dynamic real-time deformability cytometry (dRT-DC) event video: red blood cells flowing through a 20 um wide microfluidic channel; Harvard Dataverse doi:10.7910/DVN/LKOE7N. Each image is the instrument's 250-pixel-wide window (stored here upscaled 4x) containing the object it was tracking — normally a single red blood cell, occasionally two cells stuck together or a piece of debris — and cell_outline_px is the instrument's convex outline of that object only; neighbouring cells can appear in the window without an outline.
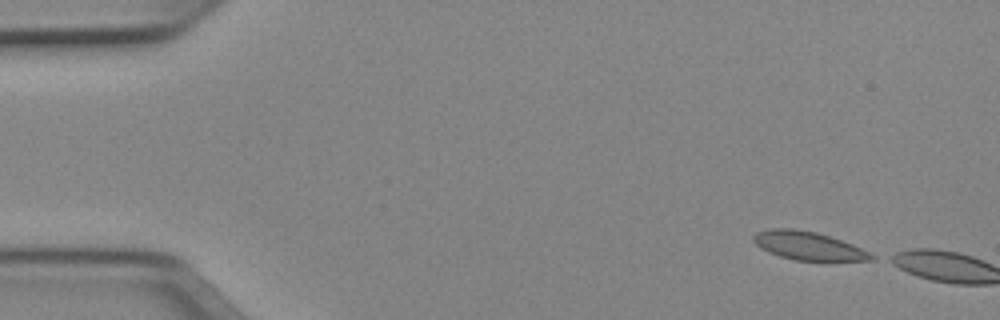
{"species": "Egyptian fruit bat (a non-hibernating species)", "species_latin": "Rousettus aegyptiacus", "temperature_condition": "cold", "stored_images_in_passage": 3, "camera_frame_rate_fps": 3000, "um_per_image_px": 0.085, "animal": {"sex": "female"}, "frame": {"image": 1, "passage_image": 1, "time_ms": 0.0, "image_size_px": [1000, 320], "cell_outline_px": [[876, 260], [796, 260], [780, 256], [768, 252], [760, 248], [752, 240], [752, 236], [756, 232], [768, 228], [792, 228], [816, 232], [852, 244], [876, 256]], "centroid_in_image_um": [68.65, 20.88], "position_along_channel_um": 16.4, "area_um2": 19.31}}